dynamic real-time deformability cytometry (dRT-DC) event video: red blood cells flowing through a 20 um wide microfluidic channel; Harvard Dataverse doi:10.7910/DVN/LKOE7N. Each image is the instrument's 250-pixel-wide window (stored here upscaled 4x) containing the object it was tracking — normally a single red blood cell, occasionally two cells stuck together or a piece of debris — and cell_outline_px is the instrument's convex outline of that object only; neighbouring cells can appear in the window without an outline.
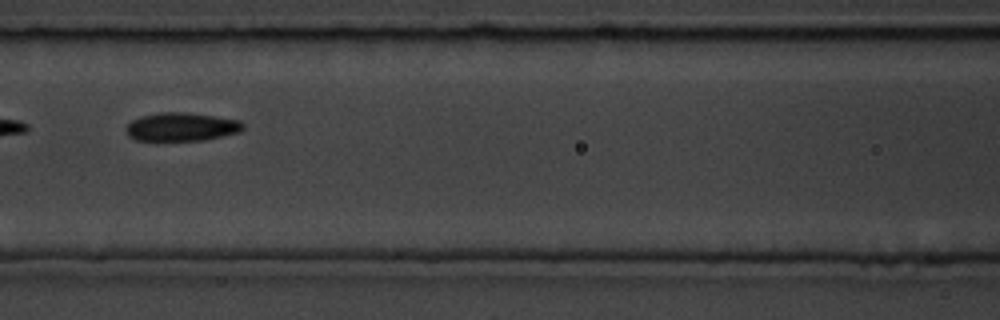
{"species": "common noctule bat (a hibernating species)", "species_latin": "Nyctalus noctula", "temperature_condition": "room temperature", "stored_images_in_passage": 9, "camera_frame_rate_fps": 3000, "um_per_image_px": 0.085, "animal": {"sex": "male", "body_mass_g": 19.5, "forearm_length_mm": 54.6}, "frame": {"image": 1, "passage_image": 7, "time_ms": 7.667, "image_size_px": [1000, 320], "cell_outline_px": [[244, 128], [240, 132], [224, 136], [200, 140], [136, 140], [128, 136], [124, 128], [132, 120], [140, 116], [160, 112], [184, 112], [240, 120], [244, 124]], "centroid_in_image_um": [15.41, 10.78], "position_along_channel_um": 151.2, "area_um2": 19.36}}